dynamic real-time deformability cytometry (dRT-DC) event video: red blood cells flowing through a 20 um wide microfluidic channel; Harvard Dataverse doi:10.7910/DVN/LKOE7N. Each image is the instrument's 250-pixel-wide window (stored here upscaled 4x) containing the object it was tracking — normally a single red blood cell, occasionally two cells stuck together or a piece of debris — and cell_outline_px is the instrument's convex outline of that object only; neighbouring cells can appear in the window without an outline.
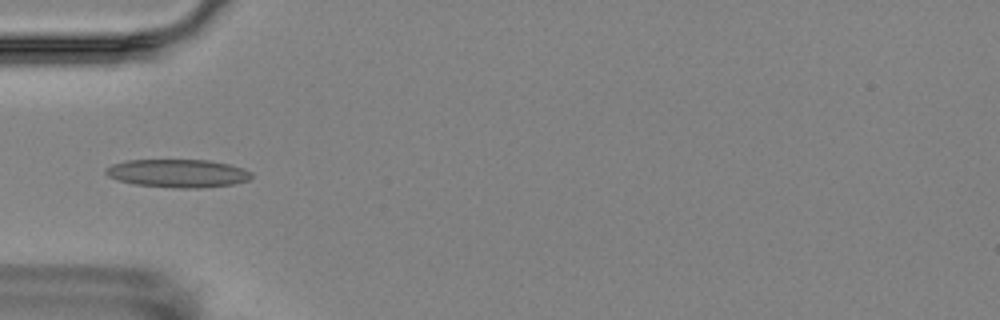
{"species": "Egyptian fruit bat (a non-hibernating species)", "species_latin": "Rousettus aegyptiacus", "temperature_condition": "room temperature", "stored_images_in_passage": 10, "camera_frame_rate_fps": 3000, "um_per_image_px": 0.085, "animal": {"sex": "female"}, "frame": {"image": 1, "passage_image": 4, "time_ms": 3.667, "image_size_px": [1000, 320], "cell_outline_px": [[252, 176], [248, 180], [232, 184], [200, 188], [180, 188], [132, 184], [108, 176], [104, 172], [112, 164], [128, 160], [208, 160], [228, 164], [244, 168], [252, 172]], "centroid_in_image_um": [15.14, 14.73], "position_along_channel_um": 69.9, "area_um2": 23.76}}
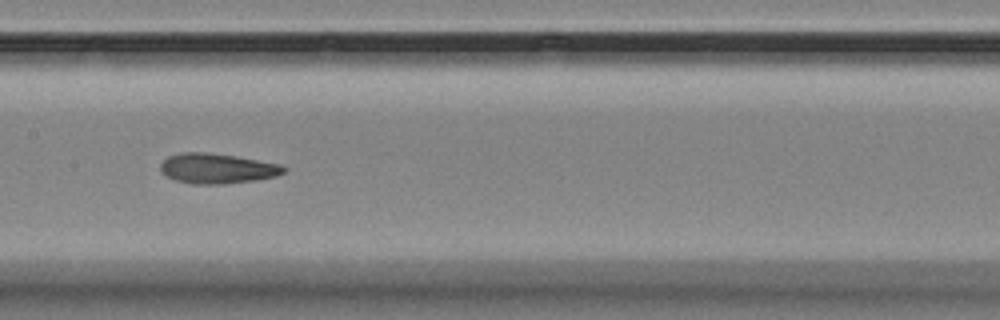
{"frame": {"image": 2, "passage_image": 7, "time_ms": 7.0, "image_size_px": [1000, 320], "cell_outline_px": [[288, 168], [284, 172], [276, 176], [256, 180], [224, 184], [192, 184], [176, 180], [160, 172], [160, 164], [168, 156], [180, 152], [208, 152], [236, 156], [284, 164]], "centroid_in_image_um": [18.49, 14.31], "position_along_channel_um": 188.9, "area_um2": 21.91}}
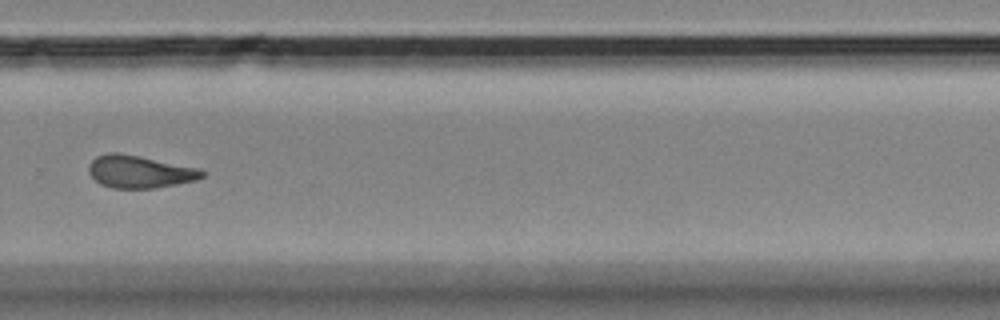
{"frame": {"image": 3, "passage_image": 10, "time_ms": 10.667, "image_size_px": [1000, 320], "cell_outline_px": [[204, 176], [196, 180], [156, 188], [112, 188], [100, 184], [88, 172], [88, 164], [96, 156], [108, 152], [120, 152], [200, 168], [204, 172]], "centroid_in_image_um": [11.85, 14.58], "position_along_channel_um": 318.0, "area_um2": 21.62}}